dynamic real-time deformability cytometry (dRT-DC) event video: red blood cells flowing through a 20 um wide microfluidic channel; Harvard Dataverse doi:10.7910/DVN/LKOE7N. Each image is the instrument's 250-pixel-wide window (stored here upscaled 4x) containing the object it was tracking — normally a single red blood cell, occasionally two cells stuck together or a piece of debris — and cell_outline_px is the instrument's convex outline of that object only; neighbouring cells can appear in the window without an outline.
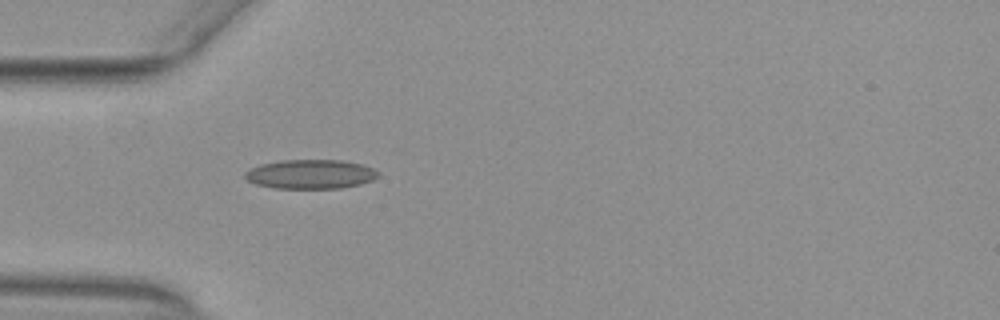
{"species": "common noctule bat (a hibernating species)", "species_latin": "Nyctalus noctula", "temperature_condition": "warm", "stored_images_in_passage": 52, "camera_frame_rate_fps": 3000, "um_per_image_px": 0.085, "animal": {"sex": "female", "body_mass_g": 29.2, "forearm_length_mm": 56.3}, "frame": {"image": 1, "passage_image": 16, "time_ms": 5.0, "image_size_px": [1000, 320], "cell_outline_px": [[380, 176], [372, 180], [360, 184], [340, 188], [272, 188], [256, 184], [248, 180], [244, 176], [244, 172], [260, 164], [280, 160], [340, 160], [360, 164], [372, 168], [380, 172]], "centroid_in_image_um": [26.39, 14.8], "position_along_channel_um": 58.6, "area_um2": 22.66}}
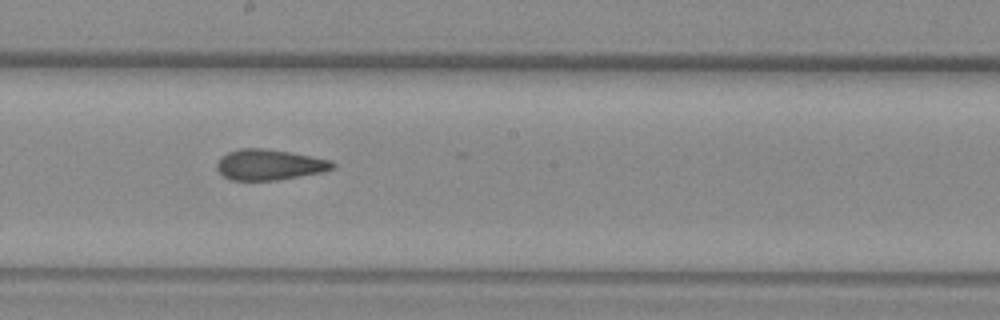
{"frame": {"image": 2, "passage_image": 29, "time_ms": 9.333, "image_size_px": [1000, 320], "cell_outline_px": [[336, 164], [332, 168], [320, 172], [276, 180], [232, 180], [224, 176], [216, 168], [216, 164], [220, 156], [228, 152], [240, 148], [264, 148], [292, 152], [332, 160]], "centroid_in_image_um": [22.87, 13.98], "position_along_channel_um": 225.3, "area_um2": 20.63}}
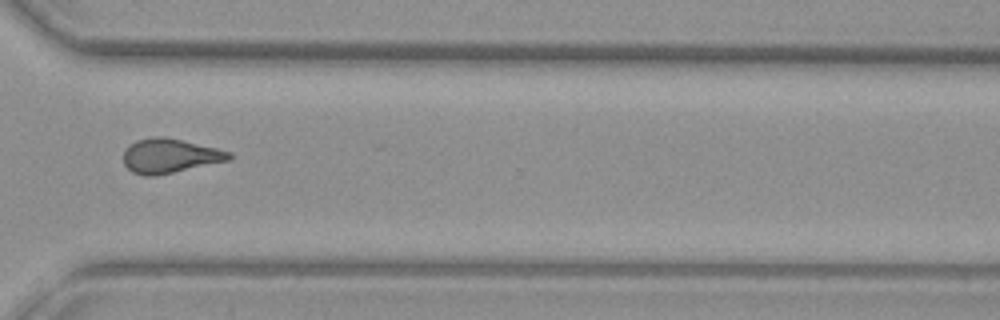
{"frame": {"image": 3, "passage_image": 39, "time_ms": 12.667, "image_size_px": [1000, 320], "cell_outline_px": [[232, 160], [156, 176], [144, 176], [132, 172], [124, 164], [124, 152], [136, 140], [156, 136], [164, 136], [216, 148], [232, 152]], "centroid_in_image_um": [14.47, 13.26], "position_along_channel_um": 356.1, "area_um2": 21.15}, "authors_computed_cell_mechanics": {"area_um2": 20.8369, "velocity_mm_per_s": 3.9318, "shape_relaxation_time_tau1_ms": null, "shape_relaxation_time_tau2_ms": 2.4314, "deformation_change_tau1": null, "deformation_change_tau2": 0.1018}}